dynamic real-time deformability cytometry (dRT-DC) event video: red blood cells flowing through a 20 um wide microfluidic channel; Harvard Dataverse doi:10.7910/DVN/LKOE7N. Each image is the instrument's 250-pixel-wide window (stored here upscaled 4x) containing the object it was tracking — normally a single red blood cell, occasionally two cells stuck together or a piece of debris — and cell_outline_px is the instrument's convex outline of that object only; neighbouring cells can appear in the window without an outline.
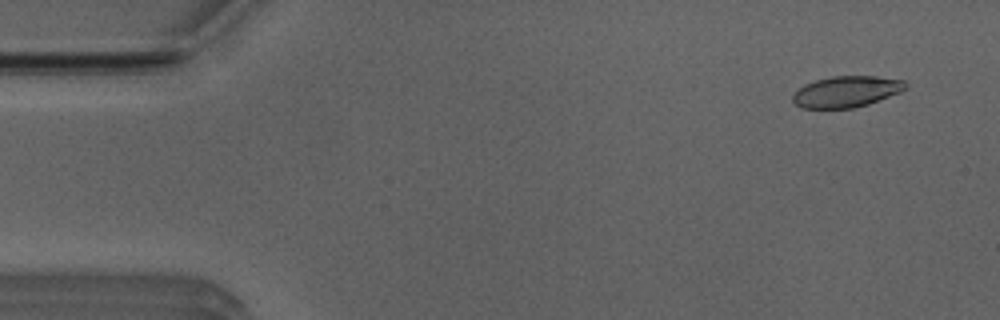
{"species": "Egyptian fruit bat (a non-hibernating species)", "species_latin": "Rousettus aegyptiacus", "temperature_condition": "room temperature", "stored_images_in_passage": 51, "camera_frame_rate_fps": 3000, "um_per_image_px": 0.085, "animal": {"sex": "male"}, "frame": {"image": 1, "passage_image": 3, "time_ms": 0.667, "image_size_px": [1000, 320], "cell_outline_px": [[908, 88], [900, 92], [868, 104], [852, 108], [800, 108], [792, 100], [792, 96], [804, 84], [816, 80], [832, 76], [876, 76], [904, 80], [908, 84]], "centroid_in_image_um": [71.97, 7.78], "position_along_channel_um": 13.0, "area_um2": 20.46}}
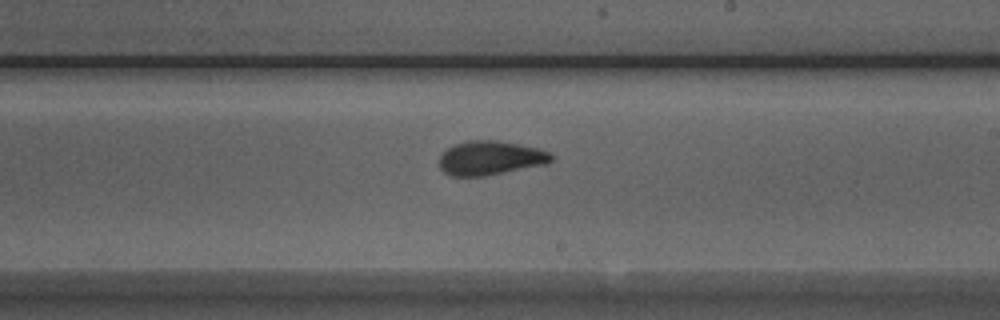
{"frame": {"image": 2, "passage_image": 29, "time_ms": 9.333, "image_size_px": [1000, 320], "cell_outline_px": [[556, 156], [548, 164], [484, 176], [452, 176], [444, 172], [440, 168], [440, 156], [448, 148], [456, 144], [468, 140], [496, 140], [536, 148], [548, 152]], "centroid_in_image_um": [41.7, 13.44], "position_along_channel_um": 247.3, "area_um2": 22.14}}
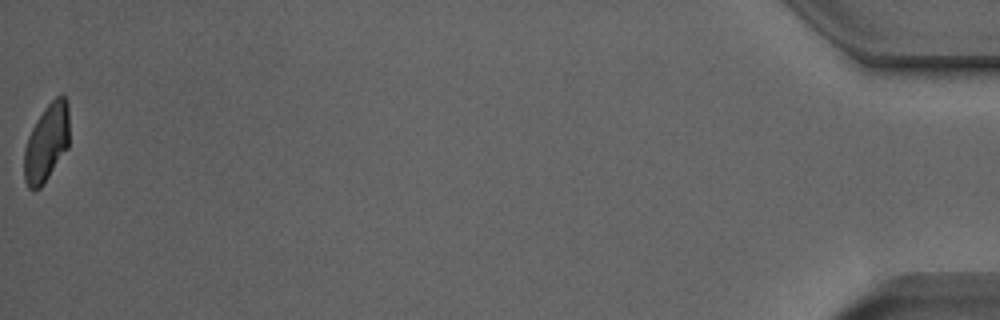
{"frame": {"image": 3, "passage_image": 51, "time_ms": 16.667, "image_size_px": [1000, 320], "cell_outline_px": [[68, 148], [40, 188], [28, 188], [24, 180], [24, 148], [28, 136], [36, 120], [44, 108], [60, 92], [68, 100]], "centroid_in_image_um": [3.95, 12.09], "position_along_channel_um": 431.2, "area_um2": 20.4}, "authors_computed_cell_mechanics": {"area_um2": 21.7328, "velocity_mm_per_s": 3.9656, "shape_relaxation_time_tau1_ms": 4.5891, "shape_relaxation_time_tau2_ms": 1.7551, "deformation_change_tau1": 0.1521, "deformation_change_tau2": 0.0829}}